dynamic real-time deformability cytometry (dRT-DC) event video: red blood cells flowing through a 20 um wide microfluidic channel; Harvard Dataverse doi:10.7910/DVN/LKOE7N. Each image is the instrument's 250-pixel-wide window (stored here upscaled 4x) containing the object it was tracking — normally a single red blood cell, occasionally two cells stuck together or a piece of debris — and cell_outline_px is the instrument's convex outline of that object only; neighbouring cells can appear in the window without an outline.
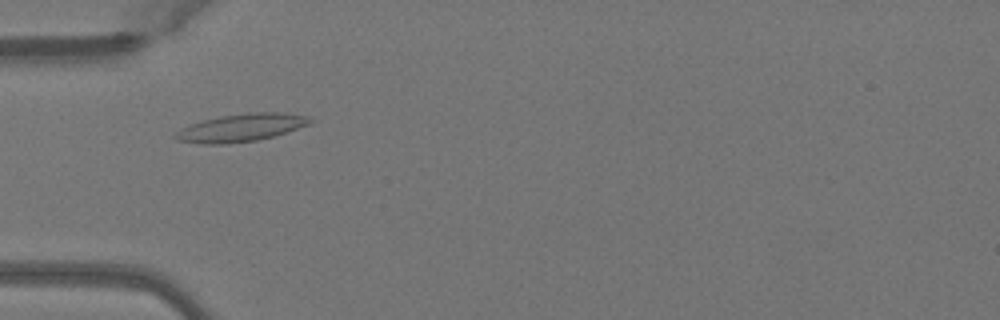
{"species": "Egyptian fruit bat (a non-hibernating species)", "species_latin": "Rousettus aegyptiacus", "temperature_condition": "warm", "stored_images_in_passage": 47, "camera_frame_rate_fps": 3000, "um_per_image_px": 0.085, "animal": {"sex": "female"}, "frame": {"image": 1, "passage_image": 13, "time_ms": 4.0, "image_size_px": [1000, 320], "cell_outline_px": [[312, 124], [272, 136], [256, 140], [224, 144], [200, 144], [176, 140], [172, 136], [176, 132], [192, 124], [204, 120], [220, 116], [248, 112], [280, 112], [308, 116], [312, 120]], "centroid_in_image_um": [20.5, 10.85], "position_along_channel_um": 64.5, "area_um2": 21.62}}
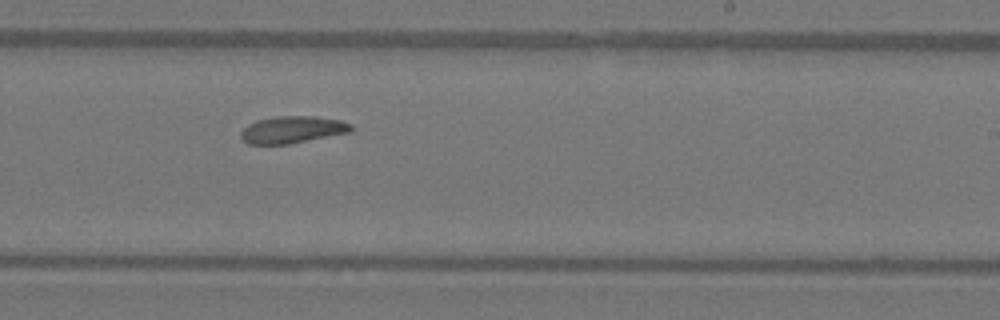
{"frame": {"image": 2, "passage_image": 28, "time_ms": 9.0, "image_size_px": [1000, 320], "cell_outline_px": [[352, 132], [288, 144], [248, 144], [240, 136], [240, 132], [248, 124], [256, 120], [276, 116], [316, 116], [340, 120], [352, 124]], "centroid_in_image_um": [24.86, 11.01], "position_along_channel_um": 264.1, "area_um2": 17.46}}
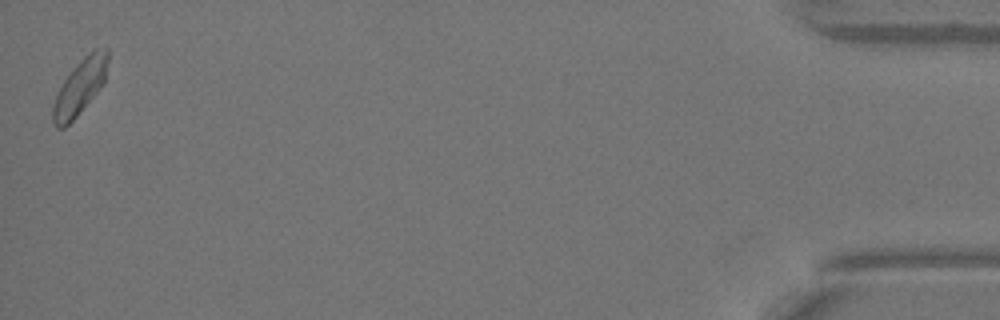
{"frame": {"image": 3, "passage_image": 47, "time_ms": 15.333, "image_size_px": [1000, 320], "cell_outline_px": [[108, 60], [104, 84], [76, 116], [64, 128], [56, 128], [52, 120], [52, 104], [64, 80], [76, 64], [84, 56], [96, 48], [108, 48]], "centroid_in_image_um": [6.79, 7.38], "position_along_channel_um": 428.4, "area_um2": 17.51}}